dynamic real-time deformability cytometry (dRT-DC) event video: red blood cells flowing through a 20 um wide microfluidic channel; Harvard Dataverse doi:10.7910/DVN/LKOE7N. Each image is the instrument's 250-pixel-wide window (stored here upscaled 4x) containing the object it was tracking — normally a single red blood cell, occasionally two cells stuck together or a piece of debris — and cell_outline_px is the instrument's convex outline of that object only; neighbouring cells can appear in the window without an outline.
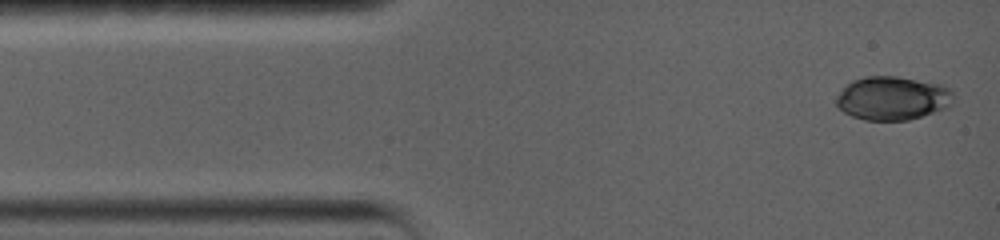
{"species": "common noctule bat (a hibernating species)", "species_latin": "Nyctalus noctula", "temperature_condition": "warm", "stored_images_in_passage": 40, "camera_frame_rate_fps": 5000, "um_per_image_px": 0.085, "animal": {"sex": "female", "body_mass_g": 19.0, "forearm_length_mm": 56.7}, "frame": {"image": 1, "passage_image": 1, "time_ms": 0.0, "image_size_px": [1000, 240], "cell_outline_px": [[952, 104], [948, 108], [908, 120], [864, 120], [852, 116], [844, 112], [836, 104], [836, 96], [852, 80], [864, 76], [896, 76], [944, 84], [952, 88]], "centroid_in_image_um": [75.9, 8.34], "position_along_channel_um": 9.1, "area_um2": 30.0}}
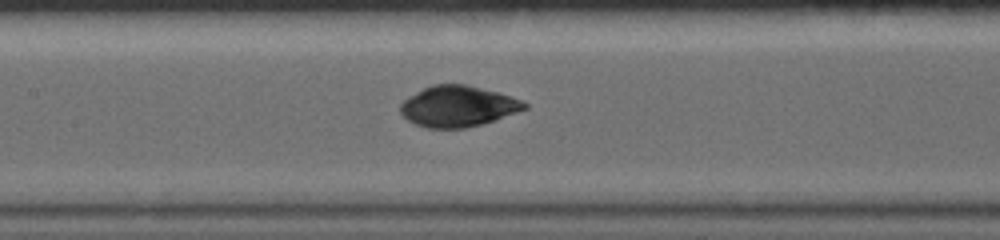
{"frame": {"image": 2, "passage_image": 18, "time_ms": 6.4, "image_size_px": [1000, 240], "cell_outline_px": [[528, 108], [496, 120], [468, 128], [424, 128], [408, 120], [400, 112], [400, 104], [408, 96], [432, 84], [468, 84], [524, 100], [528, 104]], "centroid_in_image_um": [38.94, 9.04], "position_along_channel_um": 168.5, "area_um2": 29.77}}
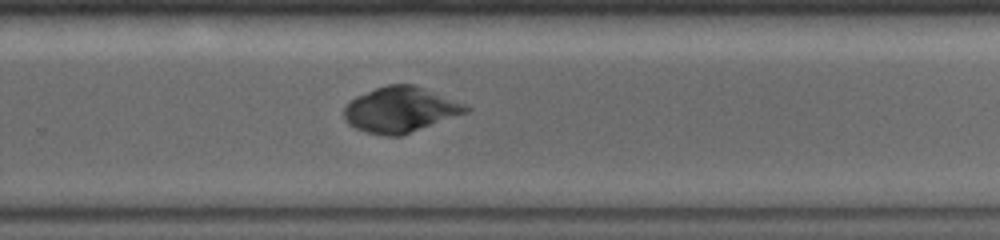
{"frame": {"image": 3, "passage_image": 29, "time_ms": 10.0, "image_size_px": [1000, 240], "cell_outline_px": [[472, 108], [468, 112], [400, 136], [384, 136], [364, 132], [348, 124], [344, 120], [344, 108], [356, 96], [376, 88], [388, 84], [412, 84], [464, 104]], "centroid_in_image_um": [34.0, 9.34], "position_along_channel_um": 295.8, "area_um2": 31.91}}